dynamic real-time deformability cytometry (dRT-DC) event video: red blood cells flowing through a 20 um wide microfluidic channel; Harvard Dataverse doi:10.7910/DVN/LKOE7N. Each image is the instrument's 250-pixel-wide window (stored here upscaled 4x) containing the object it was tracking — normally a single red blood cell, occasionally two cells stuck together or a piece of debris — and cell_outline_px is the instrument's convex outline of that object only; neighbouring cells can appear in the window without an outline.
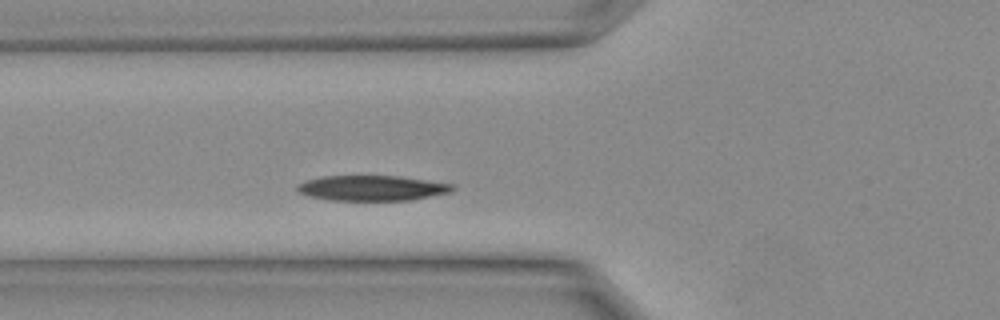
{"species": "Egyptian fruit bat (a non-hibernating species)", "species_latin": "Rousettus aegyptiacus", "temperature_condition": "warm", "stored_images_in_passage": 7, "camera_frame_rate_fps": 3000, "um_per_image_px": 0.085, "animal": {"sex": "female"}, "frame": {"image": 1, "passage_image": 5, "time_ms": 1.333, "image_size_px": [1000, 320], "cell_outline_px": [[456, 188], [452, 192], [412, 200], [328, 200], [312, 196], [300, 192], [296, 188], [300, 184], [308, 180], [324, 176], [400, 176], [456, 184]], "centroid_in_image_um": [31.74, 15.98], "position_along_channel_um": 94.1, "area_um2": 22.77}}